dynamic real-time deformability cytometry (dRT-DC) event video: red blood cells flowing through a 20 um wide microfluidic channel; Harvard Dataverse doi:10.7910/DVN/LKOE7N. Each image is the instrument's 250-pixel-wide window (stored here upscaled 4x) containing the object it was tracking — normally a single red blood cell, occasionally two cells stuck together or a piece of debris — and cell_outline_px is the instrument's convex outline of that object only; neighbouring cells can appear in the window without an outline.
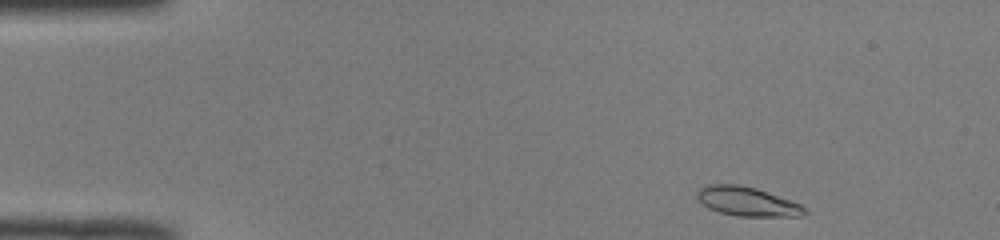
{"species": "common noctule bat (a hibernating species)", "species_latin": "Nyctalus noctula", "temperature_condition": "room temperature", "stored_images_in_passage": 44, "camera_frame_rate_fps": 3000, "um_per_image_px": 0.085, "animal": {"sex": "male", "body_mass_g": 19.0, "forearm_length_mm": 50.8}, "frame": {"image": 1, "passage_image": 1, "time_ms": 0.0, "image_size_px": [1000, 240], "cell_outline_px": [[808, 212], [804, 216], [736, 216], [720, 212], [708, 208], [696, 196], [696, 192], [700, 188], [708, 184], [736, 184], [756, 188], [800, 204], [808, 208]], "centroid_in_image_um": [63.53, 17.13], "position_along_channel_um": 21.5, "area_um2": 18.21}}
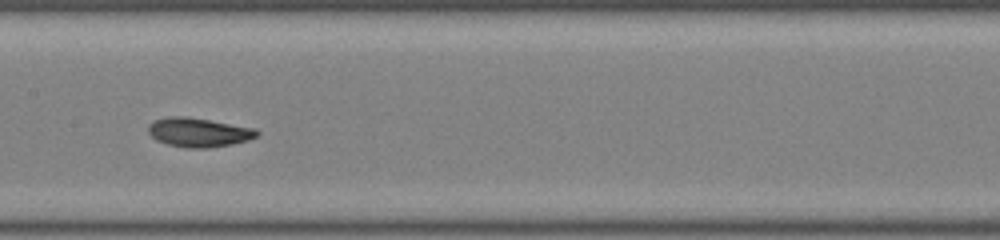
{"frame": {"image": 2, "passage_image": 20, "time_ms": 6.333, "image_size_px": [1000, 240], "cell_outline_px": [[260, 132], [256, 136], [248, 140], [232, 144], [208, 148], [184, 148], [168, 144], [156, 140], [148, 132], [148, 124], [152, 120], [172, 116], [184, 116], [256, 128]], "centroid_in_image_um": [16.86, 11.25], "position_along_channel_um": 190.5, "area_um2": 18.44}}
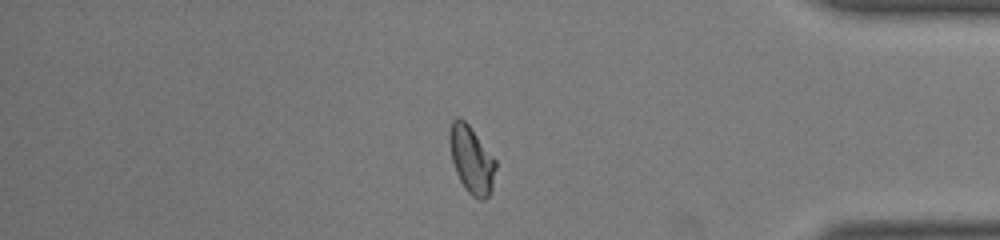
{"frame": {"image": 3, "passage_image": 37, "time_ms": 12.0, "image_size_px": [1000, 240], "cell_outline_px": [[496, 168], [492, 188], [488, 196], [484, 200], [480, 200], [472, 196], [464, 188], [456, 172], [452, 160], [448, 140], [448, 132], [452, 120], [456, 116], [460, 116], [468, 124], [496, 160]], "centroid_in_image_um": [40.06, 13.55], "position_along_channel_um": 395.1, "area_um2": 18.21}, "authors_computed_cell_mechanics": {"area_um2": 17.6579, "velocity_mm_per_s": 4.0852, "shape_relaxation_time_tau1_ms": 4.0231, "shape_relaxation_time_tau2_ms": 2.3197, "deformation_change_tau1": 0.155, "deformation_change_tau2": 0.0647}}